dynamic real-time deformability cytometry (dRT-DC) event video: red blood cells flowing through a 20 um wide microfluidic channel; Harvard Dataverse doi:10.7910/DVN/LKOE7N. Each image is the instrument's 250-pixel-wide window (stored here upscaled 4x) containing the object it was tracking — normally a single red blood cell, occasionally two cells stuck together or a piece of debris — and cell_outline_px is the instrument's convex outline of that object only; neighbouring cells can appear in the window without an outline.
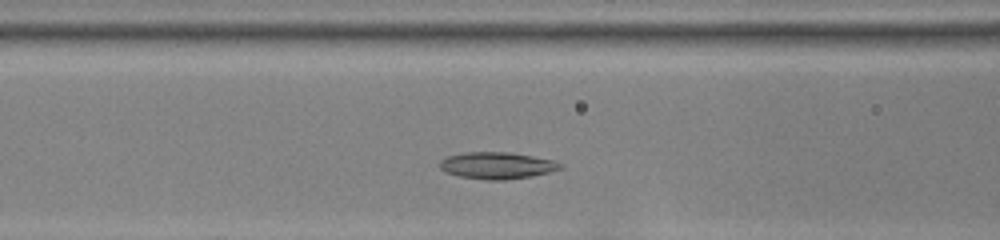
{"species": "common noctule bat (a hibernating species)", "species_latin": "Nyctalus noctula", "temperature_condition": "room temperature", "stored_images_in_passage": 33, "camera_frame_rate_fps": 3000, "um_per_image_px": 0.085, "animal": {"sex": "female", "body_mass_g": 22.0, "forearm_length_mm": 56.7}, "frame": {"image": 1, "passage_image": 7, "time_ms": 2.0, "image_size_px": [1000, 240], "cell_outline_px": [[564, 168], [532, 176], [504, 180], [484, 180], [460, 176], [444, 172], [440, 168], [440, 160], [448, 156], [464, 152], [508, 152], [532, 156], [552, 160], [564, 164]], "centroid_in_image_um": [42.24, 14.07], "position_along_channel_um": 124.4, "area_um2": 18.84}}
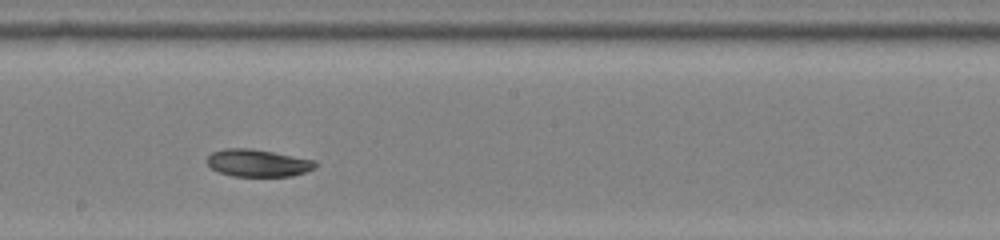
{"frame": {"image": 2, "passage_image": 15, "time_ms": 4.667, "image_size_px": [1000, 240], "cell_outline_px": [[316, 168], [292, 176], [232, 176], [216, 172], [208, 164], [208, 156], [212, 152], [224, 148], [252, 148], [316, 160]], "centroid_in_image_um": [21.91, 13.85], "position_along_channel_um": 226.3, "area_um2": 17.34}}
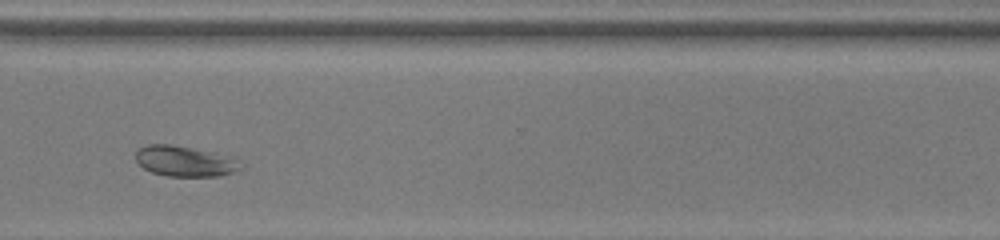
{"frame": {"image": 3, "passage_image": 25, "time_ms": 8.0, "image_size_px": [1000, 240], "cell_outline_px": [[244, 168], [220, 176], [168, 176], [152, 172], [144, 168], [136, 160], [136, 152], [140, 148], [148, 144], [168, 144], [192, 148], [224, 156], [236, 160], [244, 164]], "centroid_in_image_um": [15.7, 13.72], "position_along_channel_um": 354.9, "area_um2": 18.26}}